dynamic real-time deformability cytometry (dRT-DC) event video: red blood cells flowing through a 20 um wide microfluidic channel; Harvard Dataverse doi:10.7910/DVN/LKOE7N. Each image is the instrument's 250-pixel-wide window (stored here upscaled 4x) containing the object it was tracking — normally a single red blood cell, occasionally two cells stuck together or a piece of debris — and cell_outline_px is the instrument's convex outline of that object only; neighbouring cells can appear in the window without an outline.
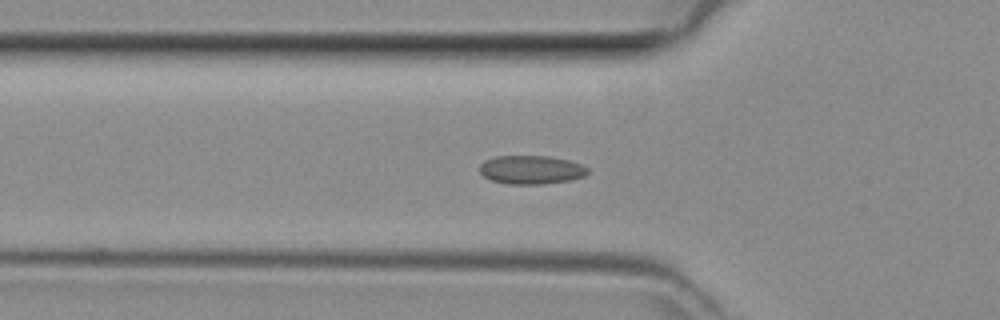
{"species": "common noctule bat (a hibernating species)", "species_latin": "Nyctalus noctula", "temperature_condition": "room temperature", "stored_images_in_passage": 47, "camera_frame_rate_fps": 3000, "um_per_image_px": 0.085, "animal": {"sex": "female", "body_mass_g": 29.2, "forearm_length_mm": 56.3}, "frame": {"image": 1, "passage_image": 15, "time_ms": 4.667, "image_size_px": [1000, 320], "cell_outline_px": [[588, 172], [584, 176], [572, 180], [544, 184], [508, 184], [492, 180], [484, 176], [480, 172], [480, 164], [484, 160], [496, 156], [548, 156], [568, 160], [580, 164], [588, 168]], "centroid_in_image_um": [45.15, 14.43], "position_along_channel_um": 80.7, "area_um2": 18.03}}
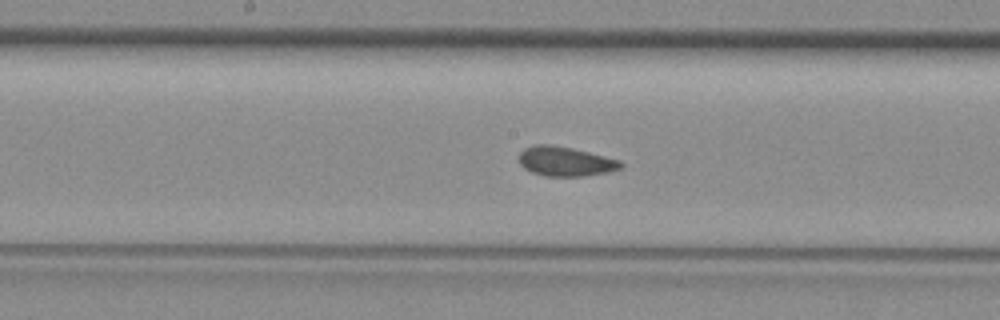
{"frame": {"image": 2, "passage_image": 23, "time_ms": 7.333, "image_size_px": [1000, 320], "cell_outline_px": [[624, 164], [620, 168], [608, 172], [580, 176], [544, 176], [532, 172], [524, 168], [520, 164], [520, 152], [524, 148], [536, 144], [548, 144], [572, 148], [620, 160]], "centroid_in_image_um": [48.04, 13.72], "position_along_channel_um": 200.2, "area_um2": 17.34}}
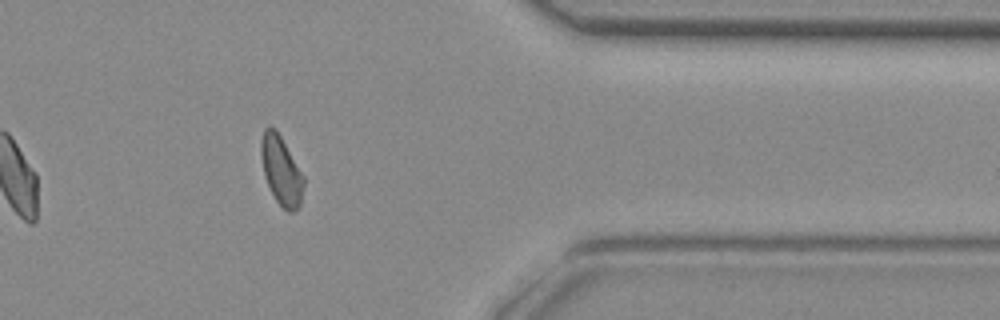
{"frame": {"image": 3, "passage_image": 37, "time_ms": 12.0, "image_size_px": [1000, 320], "cell_outline_px": [[304, 184], [300, 204], [292, 212], [288, 212], [276, 200], [264, 176], [260, 152], [260, 144], [264, 128], [272, 128], [280, 136], [304, 176]], "centroid_in_image_um": [23.9, 14.51], "position_along_channel_um": 387.5, "area_um2": 16.65}}